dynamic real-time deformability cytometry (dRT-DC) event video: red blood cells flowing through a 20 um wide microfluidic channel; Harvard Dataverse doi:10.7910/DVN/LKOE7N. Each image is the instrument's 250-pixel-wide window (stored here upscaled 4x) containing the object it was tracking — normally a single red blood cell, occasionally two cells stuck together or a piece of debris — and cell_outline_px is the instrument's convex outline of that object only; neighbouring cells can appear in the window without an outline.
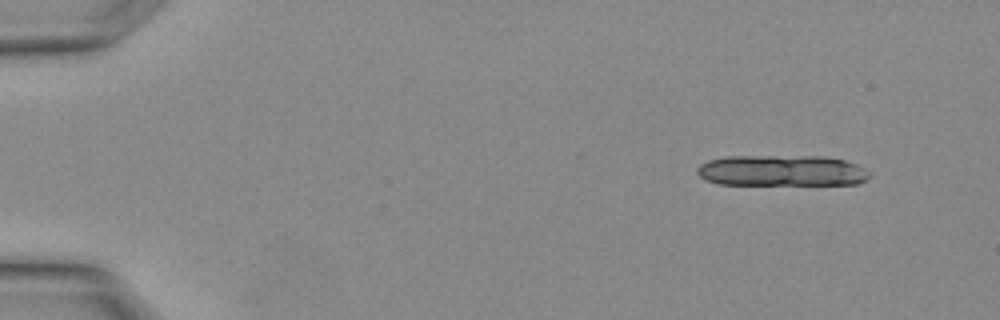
{"species": "Egyptian fruit bat (a non-hibernating species)", "species_latin": "Rousettus aegyptiacus", "temperature_condition": "warm", "stored_images_in_passage": 18, "segment_of_instrument_passage": [1, 2], "camera_frame_rate_fps": 3000, "um_per_image_px": 0.085, "animal": {"sex": "female"}, "frame": {"image": 1, "passage_image": 1, "time_ms": 0.0, "image_size_px": [1000, 320], "cell_outline_px": [[872, 176], [856, 184], [720, 184], [708, 180], [700, 176], [696, 172], [696, 168], [700, 164], [708, 160], [728, 156], [824, 156], [844, 160], [856, 164], [872, 172]], "centroid_in_image_um": [66.47, 14.49], "position_along_channel_um": 18.5, "area_um2": 31.21}}